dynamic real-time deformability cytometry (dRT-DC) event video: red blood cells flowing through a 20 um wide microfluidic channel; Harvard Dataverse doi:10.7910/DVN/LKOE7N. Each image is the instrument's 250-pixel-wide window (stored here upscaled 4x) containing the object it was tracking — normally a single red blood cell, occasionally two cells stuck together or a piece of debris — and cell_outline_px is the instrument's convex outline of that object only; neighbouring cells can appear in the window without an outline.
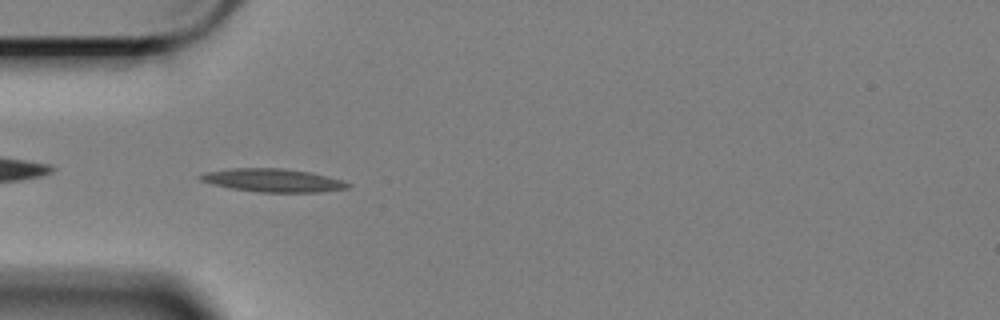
{"species": "Egyptian fruit bat (a non-hibernating species)", "species_latin": "Rousettus aegyptiacus", "temperature_condition": "cold", "stored_images_in_passage": 32, "camera_frame_rate_fps": 3000, "um_per_image_px": 0.085, "animal": {"sex": "female"}, "frame": {"image": 1, "passage_image": 2, "time_ms": 0.333, "image_size_px": [1000, 320], "cell_outline_px": [[352, 184], [348, 188], [320, 192], [260, 192], [228, 188], [212, 184], [200, 180], [196, 176], [204, 172], [232, 168], [284, 168], [312, 172], [340, 180]], "centroid_in_image_um": [23.16, 15.32], "position_along_channel_um": 61.8, "area_um2": 20.06}}
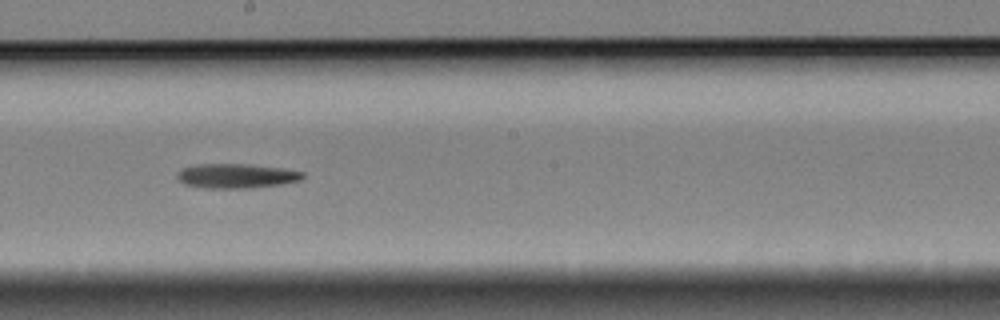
{"frame": {"image": 2, "passage_image": 17, "time_ms": 5.333, "image_size_px": [1000, 320], "cell_outline_px": [[304, 176], [300, 180], [284, 184], [252, 188], [204, 188], [184, 184], [176, 176], [184, 168], [200, 164], [248, 164], [284, 168], [304, 172]], "centroid_in_image_um": [20.15, 14.96], "position_along_channel_um": 228.0, "area_um2": 17.92}}
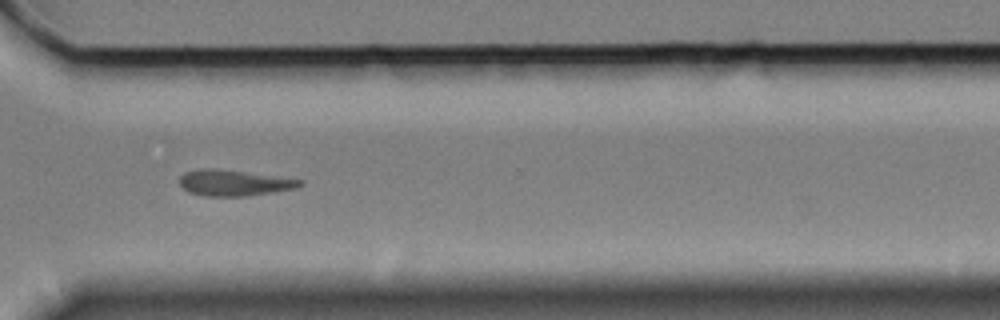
{"frame": {"image": 3, "passage_image": 28, "time_ms": 9.0, "image_size_px": [1000, 320], "cell_outline_px": [[304, 184], [296, 188], [248, 196], [204, 196], [188, 192], [180, 184], [180, 176], [184, 172], [200, 168], [216, 168], [304, 180]], "centroid_in_image_um": [19.87, 15.54], "position_along_channel_um": 350.7, "area_um2": 18.21}}